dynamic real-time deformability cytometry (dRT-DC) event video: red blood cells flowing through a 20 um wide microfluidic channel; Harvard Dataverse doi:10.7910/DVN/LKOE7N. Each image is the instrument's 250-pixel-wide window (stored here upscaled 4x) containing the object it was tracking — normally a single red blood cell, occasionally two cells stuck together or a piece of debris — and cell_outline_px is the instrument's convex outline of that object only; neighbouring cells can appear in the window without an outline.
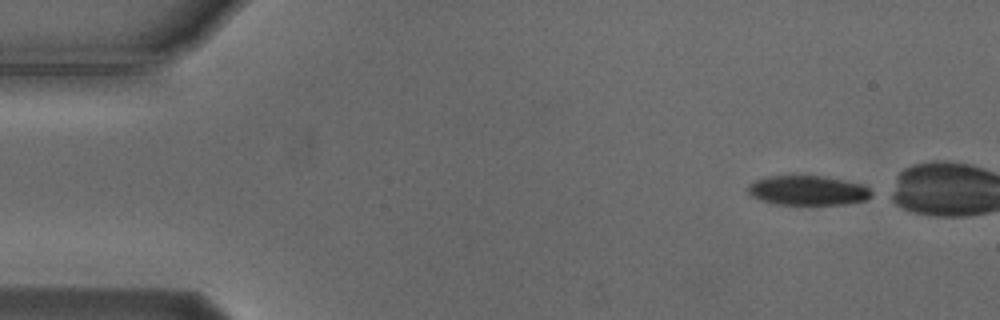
{"species": "Egyptian fruit bat (a non-hibernating species)", "species_latin": "Rousettus aegyptiacus", "temperature_condition": "cold", "stored_images_in_passage": 41, "camera_frame_rate_fps": 3000, "um_per_image_px": 0.085, "animal": {"sex": "male"}, "frame": {"image": 1, "passage_image": 1, "time_ms": 0.0, "image_size_px": [1000, 320], "cell_outline_px": [[876, 196], [868, 200], [844, 204], [772, 204], [760, 200], [752, 196], [748, 192], [748, 184], [756, 180], [768, 176], [820, 176], [860, 184], [876, 192]], "centroid_in_image_um": [68.7, 16.2], "position_along_channel_um": 16.3, "area_um2": 21.33}}
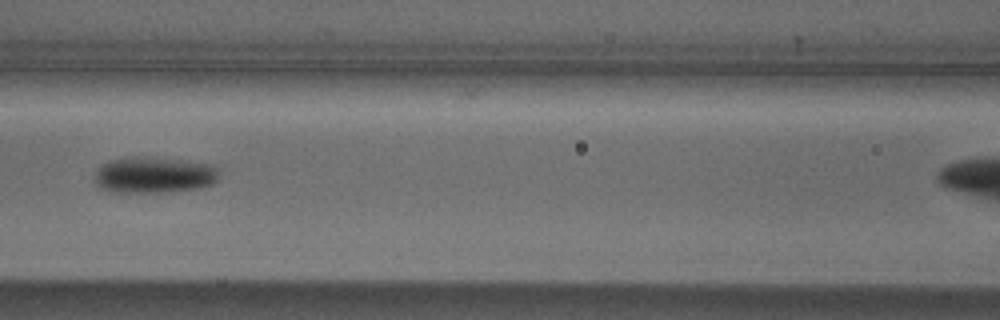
{"frame": {"image": 2, "passage_image": 20, "time_ms": 6.333, "image_size_px": [1000, 320], "cell_outline_px": [[216, 180], [212, 184], [200, 188], [168, 192], [108, 192], [100, 188], [96, 184], [96, 172], [104, 164], [112, 160], [132, 156], [148, 156], [216, 164]], "centroid_in_image_um": [13.1, 14.87], "position_along_channel_um": 153.5, "area_um2": 26.36}}
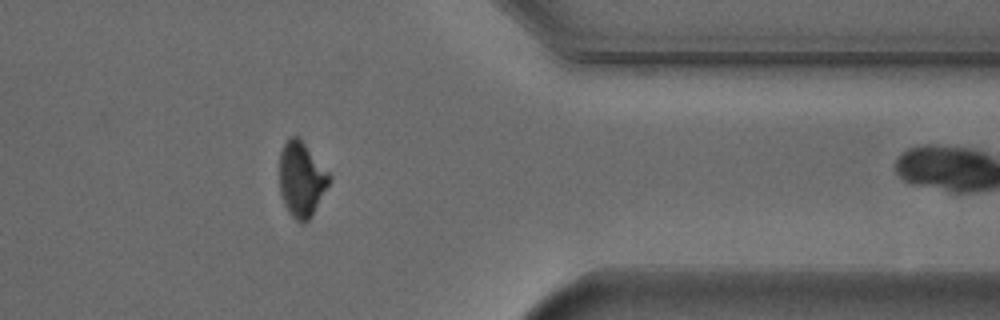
{"frame": {"image": 3, "passage_image": 40, "time_ms": 13.0, "image_size_px": [1000, 320], "cell_outline_px": [[332, 176], [328, 184], [308, 220], [304, 224], [300, 224], [288, 212], [284, 204], [280, 192], [280, 152], [288, 136], [300, 136]], "centroid_in_image_um": [25.61, 15.19], "position_along_channel_um": 385.8, "area_um2": 21.73}}